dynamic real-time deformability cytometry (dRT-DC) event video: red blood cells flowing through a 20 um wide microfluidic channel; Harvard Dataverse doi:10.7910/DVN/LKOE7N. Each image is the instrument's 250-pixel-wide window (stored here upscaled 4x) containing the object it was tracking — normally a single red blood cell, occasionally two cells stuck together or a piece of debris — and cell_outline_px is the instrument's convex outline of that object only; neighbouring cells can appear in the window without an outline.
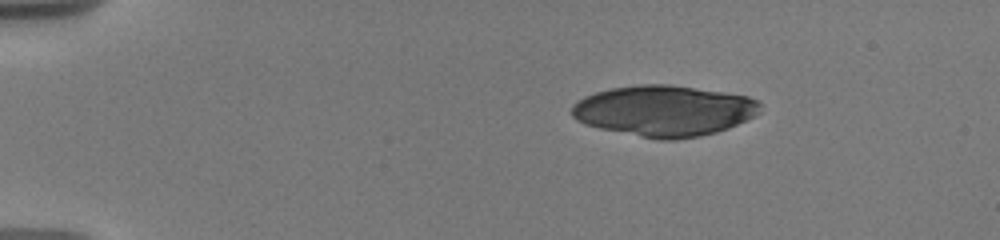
{"species": "human", "species_latin": "Homo sapiens", "temperature_condition": "warm", "stored_images_in_passage": 8, "segment_of_instrument_passage": [1, 2], "camera_frame_rate_fps": 3000, "um_per_image_px": 0.085, "donor": {"sex": "male"}, "frame": {"image": 1, "passage_image": 1, "time_ms": 0.0, "image_size_px": [1000, 240], "cell_outline_px": [[760, 112], [756, 116], [728, 128], [716, 132], [700, 136], [676, 140], [660, 140], [600, 128], [584, 124], [576, 120], [572, 116], [572, 104], [576, 100], [584, 96], [596, 92], [612, 88], [640, 84], [672, 84], [724, 92], [748, 96], [756, 100], [760, 104]], "centroid_in_image_um": [56.45, 9.41], "position_along_channel_um": 28.6, "area_um2": 56.01}}